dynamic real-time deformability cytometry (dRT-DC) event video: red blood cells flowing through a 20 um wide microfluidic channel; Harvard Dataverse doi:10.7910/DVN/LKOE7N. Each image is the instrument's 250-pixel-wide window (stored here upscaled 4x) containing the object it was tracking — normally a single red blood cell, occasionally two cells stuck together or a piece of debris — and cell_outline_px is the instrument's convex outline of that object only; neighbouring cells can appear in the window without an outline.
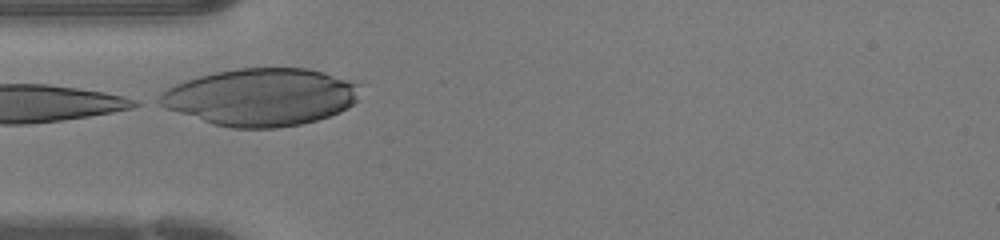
{"species": "human", "species_latin": "Homo sapiens", "temperature_condition": "warm", "stored_images_in_passage": 20, "camera_frame_rate_fps": 3000, "um_per_image_px": 0.085, "donor": {"sex": "female"}, "frame": {"image": 1, "passage_image": 1, "time_ms": 0.0, "image_size_px": [1000, 240], "cell_outline_px": [[360, 84], [356, 100], [348, 108], [340, 112], [316, 120], [300, 124], [276, 128], [232, 128], [212, 124], [164, 108], [156, 104], [152, 100], [160, 92], [176, 84], [200, 76], [216, 72], [240, 68], [308, 68], [324, 72]], "centroid_in_image_um": [22.13, 8.26], "position_along_channel_um": 62.9, "area_um2": 67.22}}